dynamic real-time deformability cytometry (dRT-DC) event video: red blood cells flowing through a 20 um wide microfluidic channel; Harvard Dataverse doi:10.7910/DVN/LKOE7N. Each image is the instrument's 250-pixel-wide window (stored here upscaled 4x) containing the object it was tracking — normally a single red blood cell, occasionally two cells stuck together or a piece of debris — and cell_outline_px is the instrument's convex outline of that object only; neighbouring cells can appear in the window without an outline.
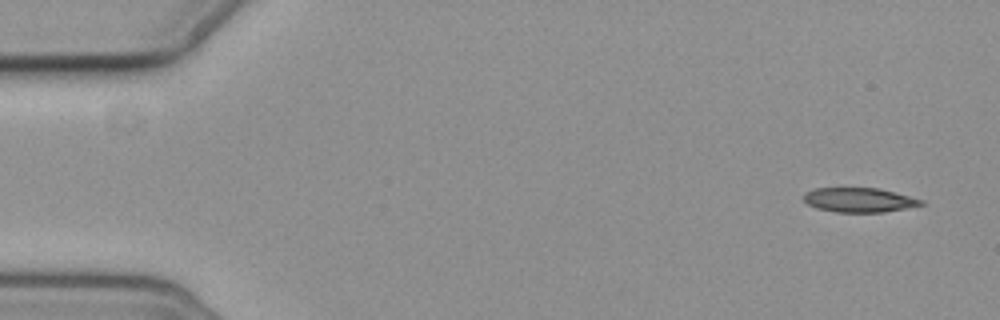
{"species": "common noctule bat (a hibernating species)", "species_latin": "Nyctalus noctula", "temperature_condition": "cold", "stored_images_in_passage": 4, "camera_frame_rate_fps": 3000, "um_per_image_px": 0.085, "animal": {"sex": "female", "body_mass_g": 19.3, "forearm_length_mm": 54.1}, "frame": {"image": 1, "passage_image": 1, "time_ms": 0.0, "image_size_px": [1000, 320], "cell_outline_px": [[924, 204], [884, 212], [836, 212], [816, 208], [808, 204], [804, 200], [804, 192], [816, 188], [880, 188], [924, 200]], "centroid_in_image_um": [73.01, 16.99], "position_along_channel_um": 12.0, "area_um2": 16.65}}